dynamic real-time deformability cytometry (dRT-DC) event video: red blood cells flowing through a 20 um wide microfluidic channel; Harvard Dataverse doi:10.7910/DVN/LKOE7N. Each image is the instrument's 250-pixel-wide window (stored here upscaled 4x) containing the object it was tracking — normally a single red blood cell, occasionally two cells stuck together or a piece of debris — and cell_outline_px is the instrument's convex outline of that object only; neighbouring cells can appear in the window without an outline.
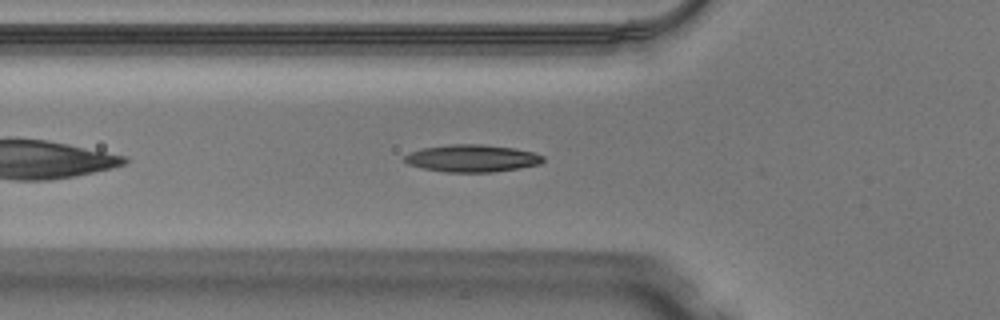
{"species": "Egyptian fruit bat (a non-hibernating species)", "species_latin": "Rousettus aegyptiacus", "temperature_condition": "warm", "stored_images_in_passage": 7, "camera_frame_rate_fps": 3000, "um_per_image_px": 0.085, "animal": {"sex": "male"}, "frame": {"image": 1, "passage_image": 5, "time_ms": 1.333, "image_size_px": [1000, 320], "cell_outline_px": [[544, 160], [540, 164], [520, 168], [492, 172], [444, 172], [424, 168], [408, 164], [404, 160], [404, 156], [420, 148], [452, 144], [480, 144], [516, 148], [532, 152], [544, 156]], "centroid_in_image_um": [40.14, 13.45], "position_along_channel_um": 85.7, "area_um2": 22.02}}